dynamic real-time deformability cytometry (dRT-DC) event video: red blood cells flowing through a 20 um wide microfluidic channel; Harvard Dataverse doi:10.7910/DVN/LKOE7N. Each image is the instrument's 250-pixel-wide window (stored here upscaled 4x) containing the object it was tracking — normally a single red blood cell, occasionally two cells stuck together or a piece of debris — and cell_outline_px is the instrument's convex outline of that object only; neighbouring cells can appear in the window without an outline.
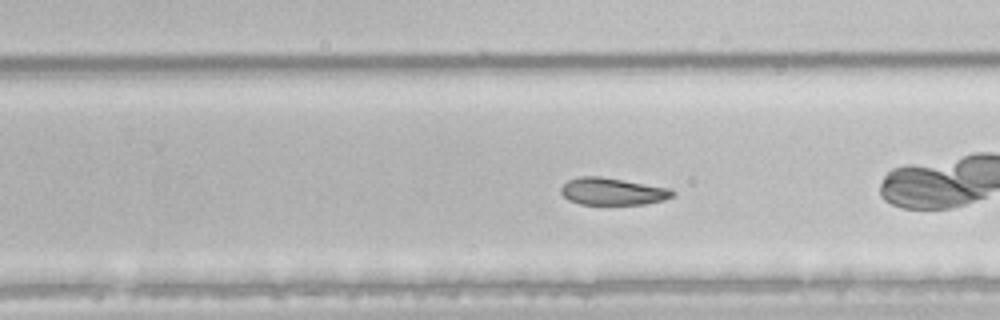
{"species": "common noctule bat (a hibernating species)", "species_latin": "Nyctalus noctula", "temperature_condition": "room temperature", "stored_images_in_passage": 48, "camera_frame_rate_fps": 3000, "um_per_image_px": 0.085, "animal": {"sex": "male", "body_mass_g": 21.5, "forearm_length_mm": 52.0}, "frame": {"image": 1, "passage_image": 28, "time_ms": 9.0, "image_size_px": [1000, 320], "cell_outline_px": [[676, 192], [672, 196], [664, 200], [644, 204], [580, 204], [568, 200], [560, 192], [560, 188], [568, 180], [580, 176], [600, 176], [672, 188]], "centroid_in_image_um": [52.08, 16.26], "position_along_channel_um": 277.7, "area_um2": 17.74}, "authors_computed_cell_mechanics": {"area_um2": 20.6924, "velocity_mm_per_s": 4.0115, "shape_relaxation_time_tau1_ms": 7.7948, "shape_relaxation_time_tau2_ms": 3.7043, "deformation_change_tau1": 0.1605, "deformation_change_tau2": 0.0851}}